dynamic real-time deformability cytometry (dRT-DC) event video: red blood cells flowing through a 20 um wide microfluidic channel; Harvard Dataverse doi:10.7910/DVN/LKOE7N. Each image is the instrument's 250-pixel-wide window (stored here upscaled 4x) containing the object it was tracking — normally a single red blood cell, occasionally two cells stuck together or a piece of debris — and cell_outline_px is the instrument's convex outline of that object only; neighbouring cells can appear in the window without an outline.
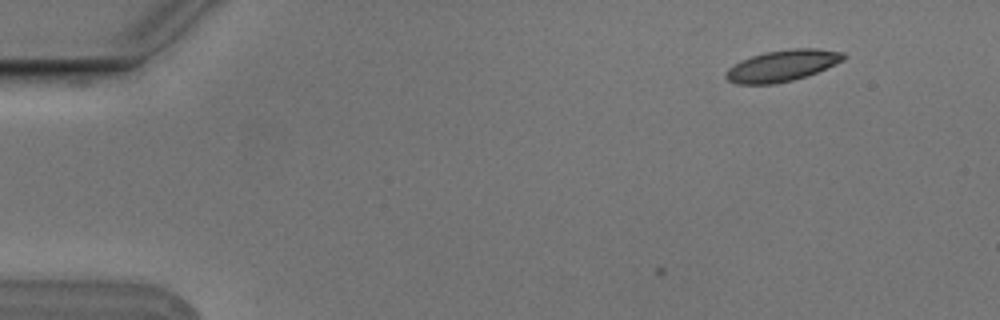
{"species": "Egyptian fruit bat (a non-hibernating species)", "species_latin": "Rousettus aegyptiacus", "temperature_condition": "cold", "stored_images_in_passage": 2, "camera_frame_rate_fps": 3000, "um_per_image_px": 0.085, "animal": {"sex": "male"}, "frame": {"image": 1, "passage_image": 2, "time_ms": 0.333, "image_size_px": [1000, 320], "cell_outline_px": [[848, 56], [844, 60], [816, 72], [792, 80], [776, 84], [736, 84], [728, 80], [724, 76], [724, 72], [728, 68], [740, 60], [764, 52], [792, 48], [816, 48], [844, 52]], "centroid_in_image_um": [66.47, 5.57], "position_along_channel_um": 18.5, "area_um2": 21.56}}